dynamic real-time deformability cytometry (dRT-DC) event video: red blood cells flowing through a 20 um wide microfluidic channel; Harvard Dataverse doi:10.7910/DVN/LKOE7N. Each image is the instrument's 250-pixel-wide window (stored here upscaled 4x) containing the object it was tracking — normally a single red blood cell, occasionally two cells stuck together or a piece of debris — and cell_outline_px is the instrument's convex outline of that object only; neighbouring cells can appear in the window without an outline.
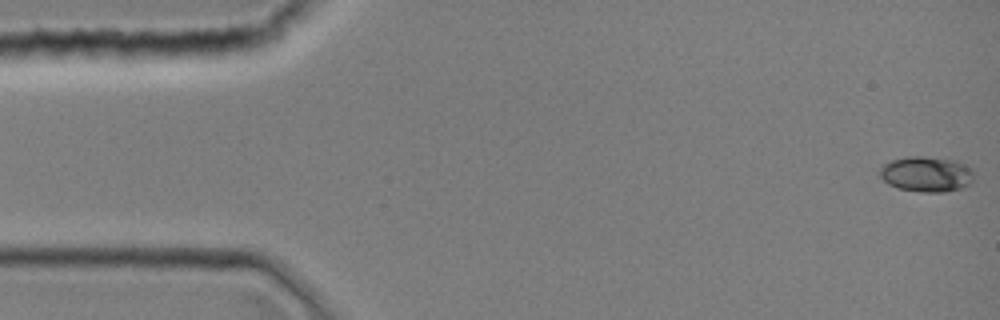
{"species": "common noctule bat (a hibernating species)", "species_latin": "Nyctalus noctula", "temperature_condition": "room temperature", "stored_images_in_passage": 44, "camera_frame_rate_fps": 3000, "um_per_image_px": 0.085, "animal": {"sex": "female", "body_mass_g": 19.0, "forearm_length_mm": 51.5}, "frame": {"image": 1, "passage_image": 1, "time_ms": 0.0, "image_size_px": [1000, 320], "cell_outline_px": [[972, 184], [960, 188], [944, 192], [920, 192], [896, 188], [888, 184], [880, 176], [880, 168], [884, 164], [892, 160], [904, 156], [924, 156], [956, 160], [972, 168]], "centroid_in_image_um": [78.74, 14.8], "position_along_channel_um": 6.3, "area_um2": 19.59}}
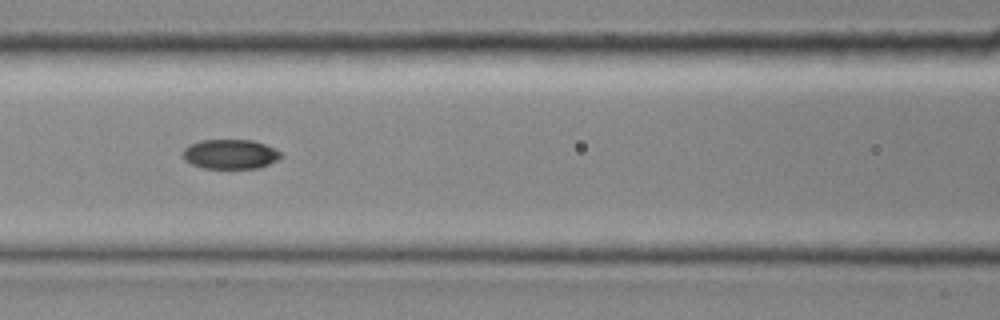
{"frame": {"image": 2, "passage_image": 19, "time_ms": 6.0, "image_size_px": [1000, 320], "cell_outline_px": [[284, 156], [260, 168], [204, 168], [192, 164], [184, 160], [180, 152], [188, 144], [200, 140], [252, 140], [276, 148], [284, 152]], "centroid_in_image_um": [19.57, 13.09], "position_along_channel_um": 147.0, "area_um2": 17.22}}
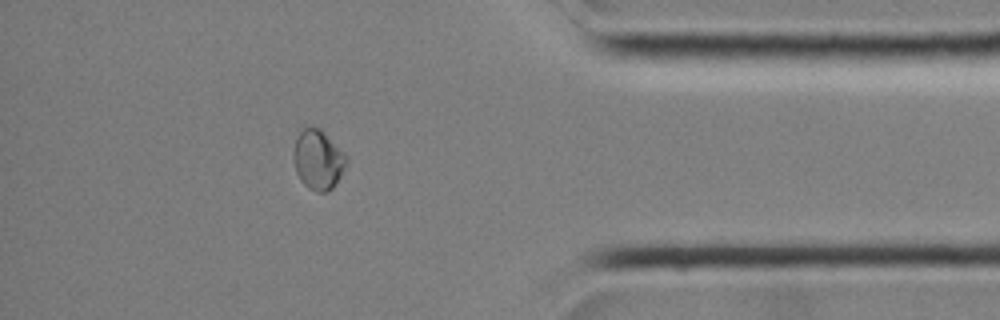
{"frame": {"image": 3, "passage_image": 38, "time_ms": 12.333, "image_size_px": [1000, 320], "cell_outline_px": [[348, 160], [340, 176], [332, 188], [324, 192], [316, 192], [308, 188], [300, 180], [296, 172], [292, 156], [292, 152], [296, 136], [304, 128], [312, 124], [320, 128], [348, 156]], "centroid_in_image_um": [27.01, 13.54], "position_along_channel_um": 408.2, "area_um2": 18.67}}